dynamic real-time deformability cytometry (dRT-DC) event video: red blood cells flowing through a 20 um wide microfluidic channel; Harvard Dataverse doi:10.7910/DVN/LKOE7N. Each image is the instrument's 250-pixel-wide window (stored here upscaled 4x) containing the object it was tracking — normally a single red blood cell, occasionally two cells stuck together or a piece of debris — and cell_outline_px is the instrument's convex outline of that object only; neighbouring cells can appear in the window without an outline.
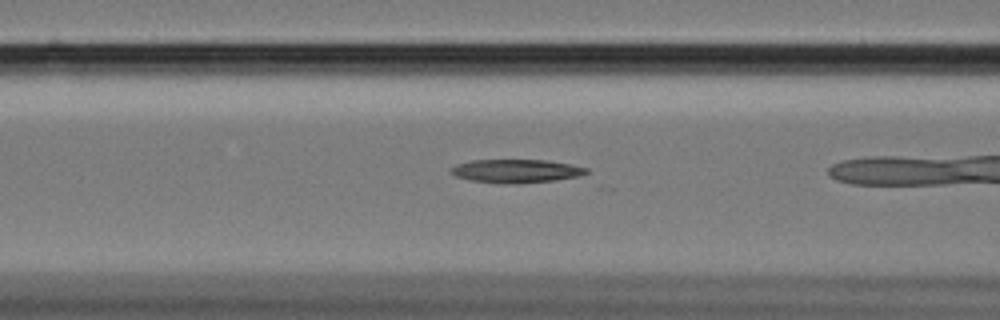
{"species": "Egyptian fruit bat (a non-hibernating species)", "species_latin": "Rousettus aegyptiacus", "temperature_condition": "cold", "stored_images_in_passage": 36, "camera_frame_rate_fps": 3000, "um_per_image_px": 0.085, "animal": {"sex": "female"}, "frame": {"image": 1, "passage_image": 14, "time_ms": 4.333, "image_size_px": [1000, 320], "cell_outline_px": [[588, 172], [580, 176], [556, 180], [472, 180], [456, 176], [452, 172], [452, 168], [456, 164], [472, 160], [544, 160], [568, 164], [588, 168]], "centroid_in_image_um": [43.92, 14.47], "position_along_channel_um": 122.7, "area_um2": 16.94}}
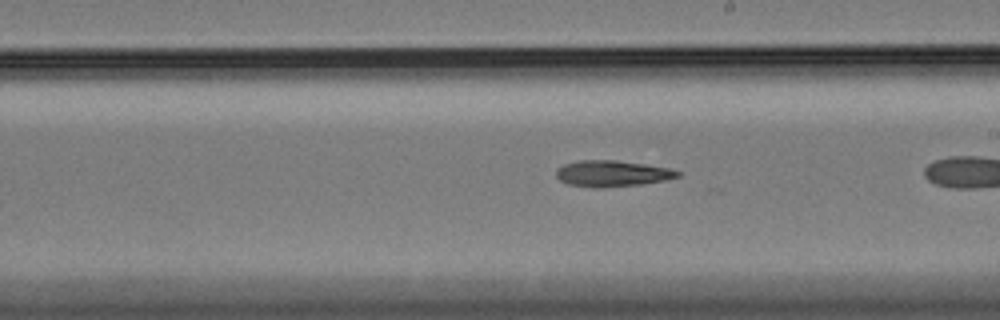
{"frame": {"image": 2, "passage_image": 24, "time_ms": 7.667, "image_size_px": [1000, 320], "cell_outline_px": [[680, 176], [664, 180], [640, 184], [596, 188], [568, 184], [560, 180], [556, 176], [556, 168], [564, 164], [576, 160], [616, 160], [672, 168], [680, 172]], "centroid_in_image_um": [52.01, 14.74], "position_along_channel_um": 237.0, "area_um2": 18.5}}
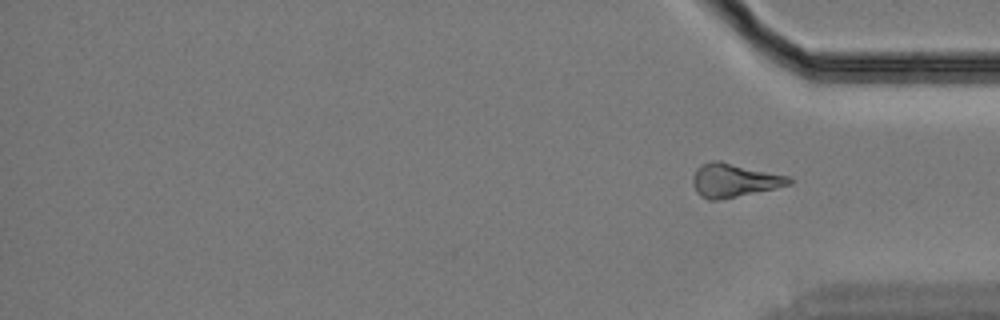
{"frame": {"image": 3, "passage_image": 36, "time_ms": 11.667, "image_size_px": [1000, 320], "cell_outline_px": [[792, 184], [776, 188], [716, 200], [708, 200], [700, 196], [696, 192], [692, 184], [692, 176], [696, 168], [700, 164], [712, 160], [720, 160], [788, 176], [792, 180]], "centroid_in_image_um": [62.34, 15.31], "position_along_channel_um": 372.9, "area_um2": 18.9}}